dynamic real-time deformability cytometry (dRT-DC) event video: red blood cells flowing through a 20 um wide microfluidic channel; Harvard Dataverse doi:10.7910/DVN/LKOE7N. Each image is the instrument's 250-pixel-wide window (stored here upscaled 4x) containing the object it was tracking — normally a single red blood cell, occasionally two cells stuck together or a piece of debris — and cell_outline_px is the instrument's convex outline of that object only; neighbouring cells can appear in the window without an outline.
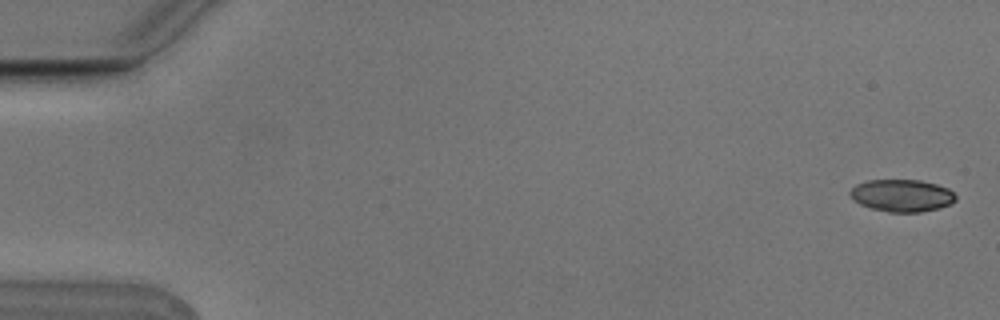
{"species": "Egyptian fruit bat (a non-hibernating species)", "species_latin": "Rousettus aegyptiacus", "temperature_condition": "cold", "stored_images_in_passage": 7, "camera_frame_rate_fps": 3000, "um_per_image_px": 0.085, "animal": {"sex": "male"}, "frame": {"image": 1, "passage_image": 1, "time_ms": 0.0, "image_size_px": [1000, 320], "cell_outline_px": [[956, 200], [940, 208], [920, 212], [888, 212], [872, 208], [860, 204], [852, 200], [848, 192], [856, 184], [868, 180], [920, 180], [936, 184], [948, 188], [956, 196]], "centroid_in_image_um": [76.63, 16.62], "position_along_channel_um": 8.4, "area_um2": 19.88}}
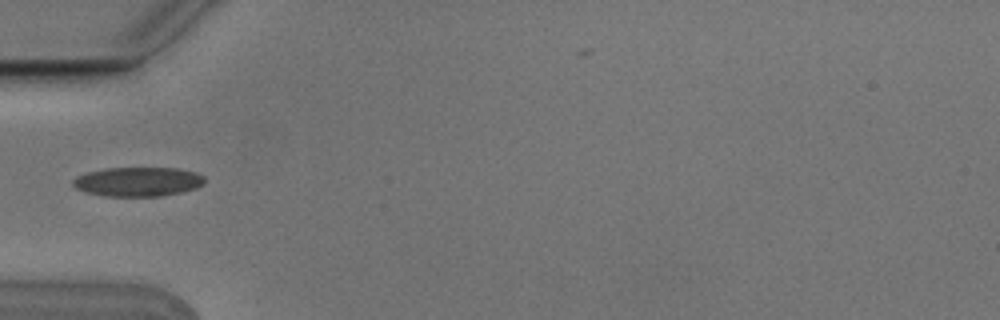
{"frame": {"image": 2, "passage_image": 6, "time_ms": 1.667, "image_size_px": [1000, 320], "cell_outline_px": [[204, 184], [196, 188], [180, 192], [160, 196], [104, 196], [84, 192], [76, 188], [72, 184], [72, 180], [76, 176], [88, 172], [108, 168], [176, 168], [196, 172], [204, 176]], "centroid_in_image_um": [11.71, 15.44], "position_along_channel_um": 73.3, "area_um2": 22.48}}